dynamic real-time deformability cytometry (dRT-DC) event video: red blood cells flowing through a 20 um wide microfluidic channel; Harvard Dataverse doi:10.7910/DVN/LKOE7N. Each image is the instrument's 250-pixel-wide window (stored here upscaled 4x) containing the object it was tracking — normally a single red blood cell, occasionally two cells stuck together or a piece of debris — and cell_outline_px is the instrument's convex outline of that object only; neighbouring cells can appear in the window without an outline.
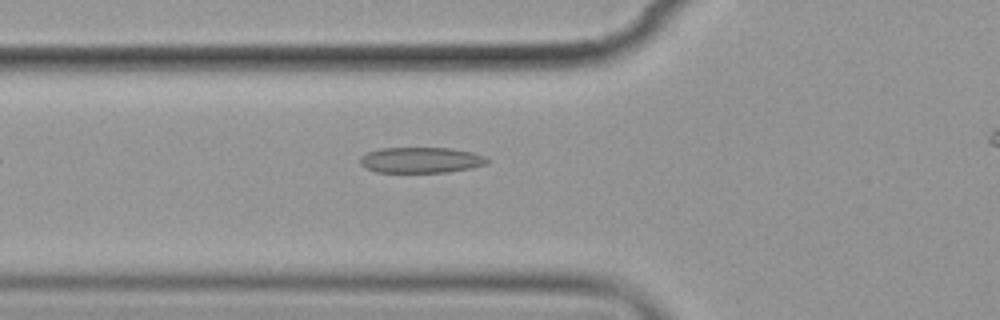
{"species": "common noctule bat (a hibernating species)", "species_latin": "Nyctalus noctula", "temperature_condition": "cold", "stored_images_in_passage": 7, "camera_frame_rate_fps": 3000, "um_per_image_px": 0.085, "animal": {"sex": "female", "body_mass_g": 19.9}, "frame": {"image": 1, "passage_image": 6, "time_ms": 5.667, "image_size_px": [1000, 320], "cell_outline_px": [[488, 164], [472, 168], [448, 172], [376, 172], [364, 168], [360, 164], [360, 156], [368, 152], [380, 148], [448, 148], [472, 152], [484, 156], [488, 160]], "centroid_in_image_um": [35.76, 13.61], "position_along_channel_um": 90.0, "area_um2": 19.13}}